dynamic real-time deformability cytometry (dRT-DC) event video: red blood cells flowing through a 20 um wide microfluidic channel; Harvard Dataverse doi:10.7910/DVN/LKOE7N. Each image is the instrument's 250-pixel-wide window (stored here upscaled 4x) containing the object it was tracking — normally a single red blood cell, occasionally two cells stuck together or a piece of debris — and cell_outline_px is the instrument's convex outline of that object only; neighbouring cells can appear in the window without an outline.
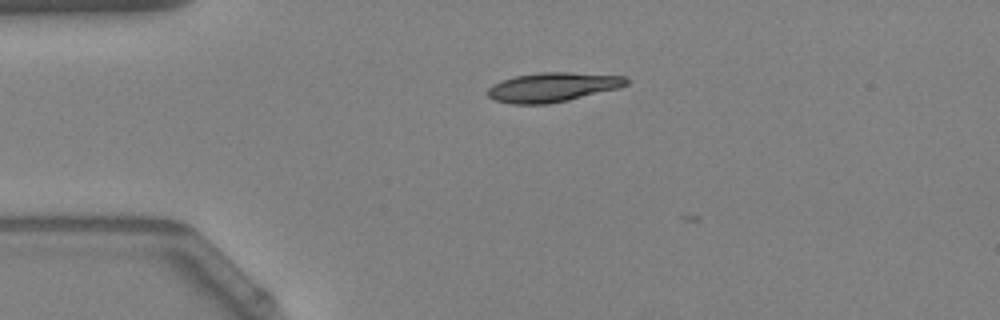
{"species": "Egyptian fruit bat (a non-hibernating species)", "species_latin": "Rousettus aegyptiacus", "temperature_condition": "warm", "stored_images_in_passage": 4, "camera_frame_rate_fps": 3000, "um_per_image_px": 0.085, "animal": {"sex": "female"}, "frame": {"image": 1, "passage_image": 2, "time_ms": 0.333, "image_size_px": [1000, 320], "cell_outline_px": [[628, 84], [620, 88], [568, 100], [548, 104], [512, 104], [496, 100], [488, 96], [488, 88], [492, 84], [516, 76], [540, 72], [568, 72], [624, 76], [628, 80]], "centroid_in_image_um": [46.99, 7.41], "position_along_channel_um": 38.0, "area_um2": 23.58}}